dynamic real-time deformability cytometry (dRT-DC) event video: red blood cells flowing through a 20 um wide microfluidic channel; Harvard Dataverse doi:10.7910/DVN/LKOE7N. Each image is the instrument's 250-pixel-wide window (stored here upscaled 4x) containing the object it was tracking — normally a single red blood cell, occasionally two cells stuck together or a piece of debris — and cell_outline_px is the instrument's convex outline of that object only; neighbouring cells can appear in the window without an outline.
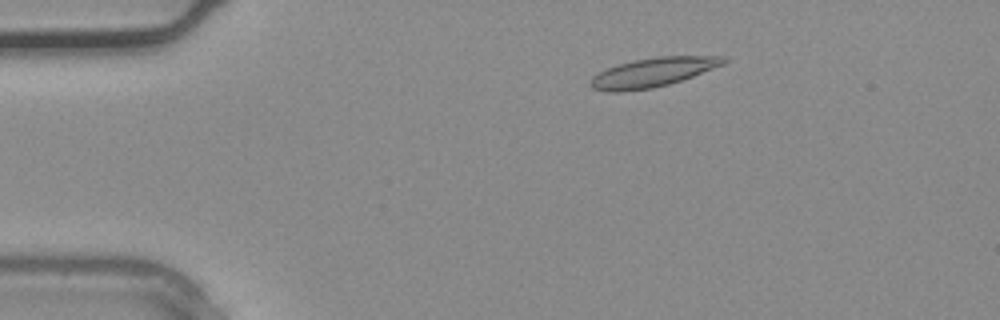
{"species": "common noctule bat (a hibernating species)", "species_latin": "Nyctalus noctula", "temperature_condition": "warm", "stored_images_in_passage": 31, "camera_frame_rate_fps": 3000, "um_per_image_px": 0.085, "animal": {"sex": "male", "body_mass_g": 20.4}, "frame": {"image": 1, "passage_image": 1, "time_ms": 0.0, "image_size_px": [1000, 320], "cell_outline_px": [[728, 60], [724, 64], [692, 76], [668, 84], [652, 88], [620, 92], [608, 92], [592, 88], [588, 84], [588, 80], [592, 76], [608, 68], [620, 64], [636, 60], [656, 56], [728, 56]], "centroid_in_image_um": [55.47, 6.15], "position_along_channel_um": 29.5, "area_um2": 22.48}}